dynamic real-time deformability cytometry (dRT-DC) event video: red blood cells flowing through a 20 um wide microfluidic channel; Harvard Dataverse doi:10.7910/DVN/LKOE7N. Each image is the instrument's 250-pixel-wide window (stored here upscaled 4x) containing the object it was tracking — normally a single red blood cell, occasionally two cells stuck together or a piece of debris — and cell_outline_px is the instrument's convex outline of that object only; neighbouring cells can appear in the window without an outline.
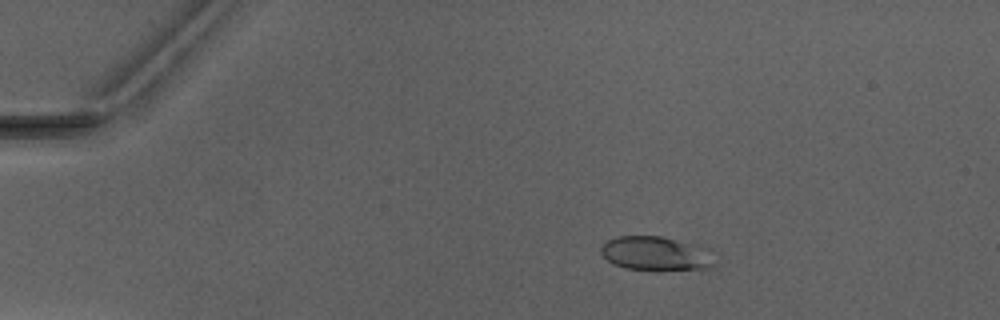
{"species": "Egyptian fruit bat (a non-hibernating species)", "species_latin": "Rousettus aegyptiacus", "temperature_condition": "warm", "stored_images_in_passage": 5, "camera_frame_rate_fps": 3000, "um_per_image_px": 0.085, "animal": {"sex": "male"}, "frame": {"image": 1, "passage_image": 3, "time_ms": 2.333, "image_size_px": [1000, 320], "cell_outline_px": [[712, 268], [624, 268], [612, 264], [600, 252], [600, 248], [608, 240], [616, 236], [660, 236], [684, 244], [704, 260]], "centroid_in_image_um": [55.29, 21.53], "position_along_channel_um": 29.7, "area_um2": 19.65}}